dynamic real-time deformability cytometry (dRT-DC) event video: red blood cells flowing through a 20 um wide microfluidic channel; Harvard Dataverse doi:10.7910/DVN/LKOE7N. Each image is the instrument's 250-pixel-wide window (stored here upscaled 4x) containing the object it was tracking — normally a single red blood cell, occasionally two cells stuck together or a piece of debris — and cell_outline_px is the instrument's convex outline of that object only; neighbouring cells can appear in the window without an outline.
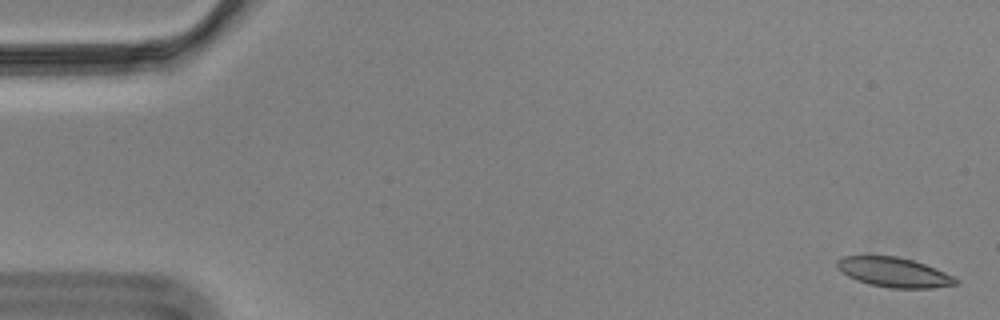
{"species": "Egyptian fruit bat (a non-hibernating species)", "species_latin": "Rousettus aegyptiacus", "temperature_condition": "cold", "stored_images_in_passage": 52, "camera_frame_rate_fps": 3000, "um_per_image_px": 0.085, "animal": {"sex": "male"}, "frame": {"image": 1, "passage_image": 2, "time_ms": 0.333, "image_size_px": [1000, 320], "cell_outline_px": [[960, 284], [932, 288], [888, 288], [868, 284], [856, 280], [840, 272], [836, 268], [836, 260], [844, 256], [896, 256], [912, 260], [924, 264], [944, 272], [960, 280]], "centroid_in_image_um": [75.96, 23.15], "position_along_channel_um": 9.0, "area_um2": 20.63}}
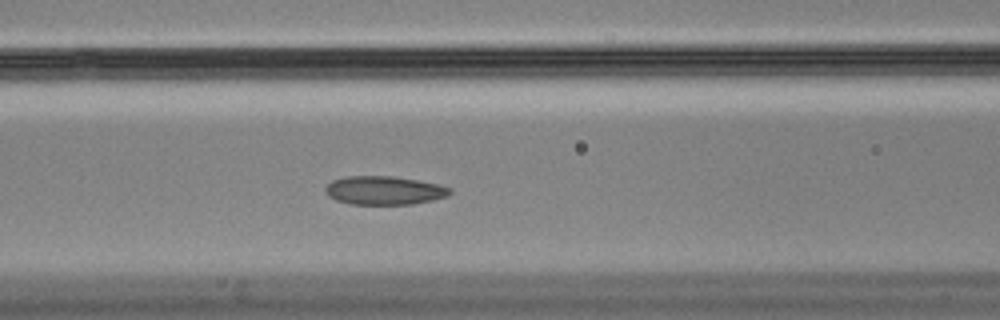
{"frame": {"image": 2, "passage_image": 24, "time_ms": 7.667, "image_size_px": [1000, 320], "cell_outline_px": [[452, 192], [448, 196], [432, 200], [412, 204], [348, 204], [336, 200], [328, 196], [324, 192], [324, 188], [332, 180], [344, 176], [392, 176], [440, 184], [452, 188]], "centroid_in_image_um": [32.64, 16.18], "position_along_channel_um": 134.0, "area_um2": 20.92}}
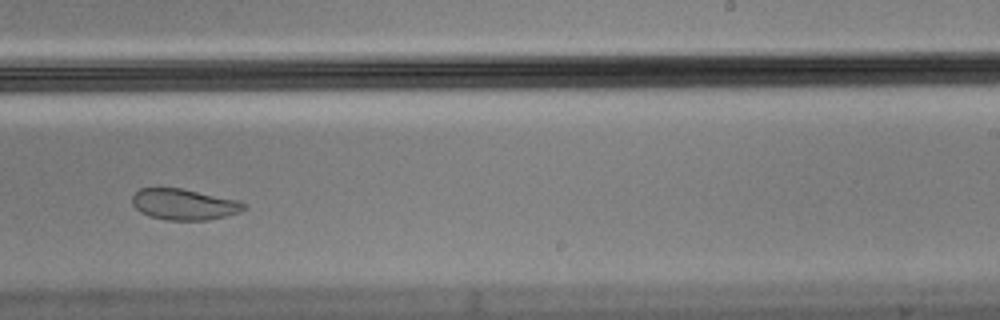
{"frame": {"image": 3, "passage_image": 36, "time_ms": 11.667, "image_size_px": [1000, 320], "cell_outline_px": [[248, 208], [240, 212], [208, 220], [164, 220], [148, 216], [140, 212], [132, 204], [132, 196], [140, 188], [180, 188], [240, 200], [248, 204]], "centroid_in_image_um": [15.67, 17.37], "position_along_channel_um": 273.3, "area_um2": 20.4}}